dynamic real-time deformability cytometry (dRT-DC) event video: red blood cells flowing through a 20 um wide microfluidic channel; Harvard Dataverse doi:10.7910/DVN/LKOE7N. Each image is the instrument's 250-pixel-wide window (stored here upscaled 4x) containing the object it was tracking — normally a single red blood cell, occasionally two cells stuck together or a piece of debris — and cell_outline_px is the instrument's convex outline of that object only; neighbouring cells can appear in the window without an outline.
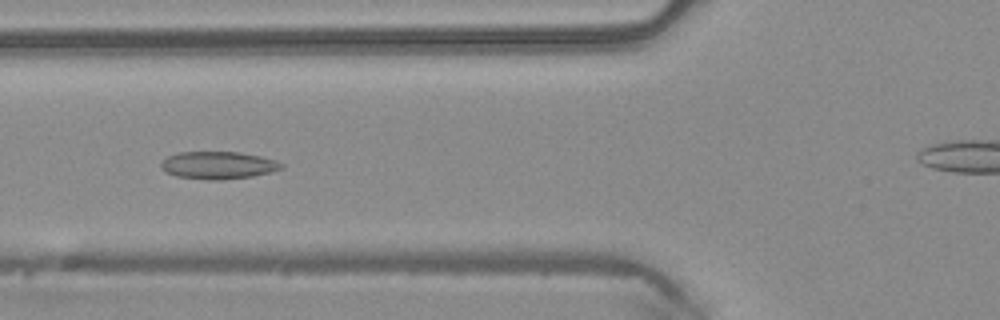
{"species": "common noctule bat (a hibernating species)", "species_latin": "Nyctalus noctula", "temperature_condition": "warm", "stored_images_in_passage": 50, "camera_frame_rate_fps": 3000, "um_per_image_px": 0.085, "animal": {"sex": "male", "body_mass_g": 20.4}, "frame": {"image": 1, "passage_image": 19, "time_ms": 6.0, "image_size_px": [1000, 320], "cell_outline_px": [[284, 168], [272, 172], [252, 176], [220, 180], [208, 180], [176, 176], [164, 172], [160, 168], [160, 164], [168, 156], [180, 152], [240, 152], [260, 156], [276, 160], [284, 164]], "centroid_in_image_um": [18.56, 14.05], "position_along_channel_um": 107.2, "area_um2": 19.42}}
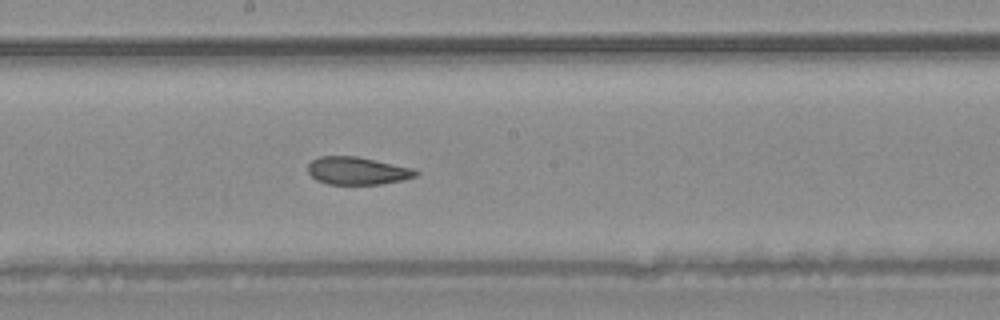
{"frame": {"image": 2, "passage_image": 27, "time_ms": 8.667, "image_size_px": [1000, 320], "cell_outline_px": [[420, 172], [416, 176], [404, 180], [380, 184], [328, 184], [316, 180], [308, 172], [308, 164], [312, 160], [320, 156], [356, 156], [412, 168]], "centroid_in_image_um": [30.36, 14.52], "position_along_channel_um": 217.8, "area_um2": 17.34}}
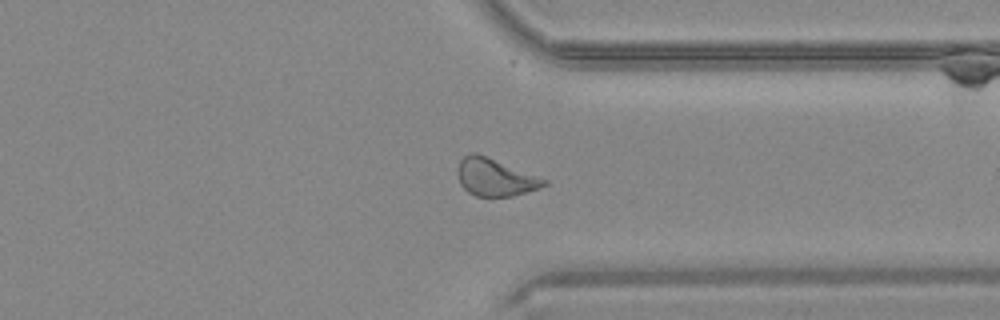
{"frame": {"image": 3, "passage_image": 38, "time_ms": 12.333, "image_size_px": [1000, 320], "cell_outline_px": [[548, 184], [540, 188], [512, 196], [476, 196], [468, 192], [460, 184], [460, 160], [464, 156], [472, 152], [476, 152], [548, 180]], "centroid_in_image_um": [42.12, 15.08], "position_along_channel_um": 369.3, "area_um2": 18.44}, "authors_computed_cell_mechanics": {"area_um2": 20.23, "velocity_mm_per_s": 4.1371, "shape_relaxation_time_tau1_ms": null, "shape_relaxation_time_tau2_ms": 2.1682, "deformation_change_tau1": null, "deformation_change_tau2": 0.0729}}